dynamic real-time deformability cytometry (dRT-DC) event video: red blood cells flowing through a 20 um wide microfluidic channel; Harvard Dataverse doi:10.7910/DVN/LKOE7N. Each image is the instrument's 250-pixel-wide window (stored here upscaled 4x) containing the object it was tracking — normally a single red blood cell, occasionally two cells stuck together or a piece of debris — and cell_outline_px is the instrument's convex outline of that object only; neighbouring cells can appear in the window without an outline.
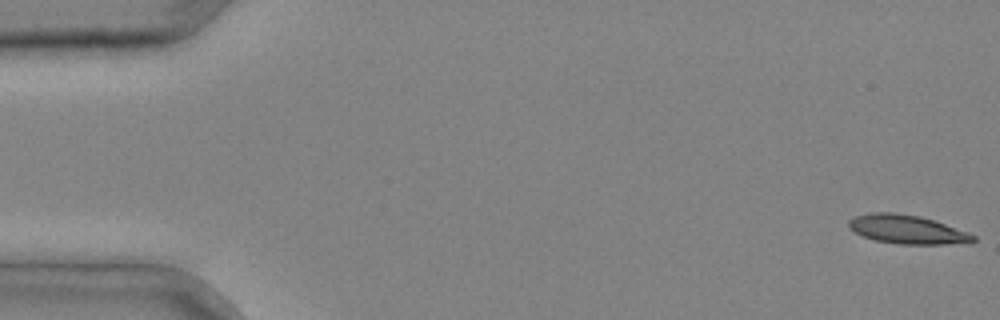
{"species": "common noctule bat (a hibernating species)", "species_latin": "Nyctalus noctula", "temperature_condition": "cold", "stored_images_in_passage": 37, "camera_frame_rate_fps": 3000, "um_per_image_px": 0.085, "animal": {"sex": "male", "body_mass_g": 20.4}, "frame": {"image": 1, "passage_image": 1, "time_ms": 0.0, "image_size_px": [1000, 320], "cell_outline_px": [[976, 240], [972, 244], [900, 244], [876, 240], [864, 236], [848, 228], [848, 220], [856, 216], [872, 212], [892, 212], [920, 216], [968, 232], [976, 236]], "centroid_in_image_um": [77.15, 19.51], "position_along_channel_um": 7.9, "area_um2": 20.87}}
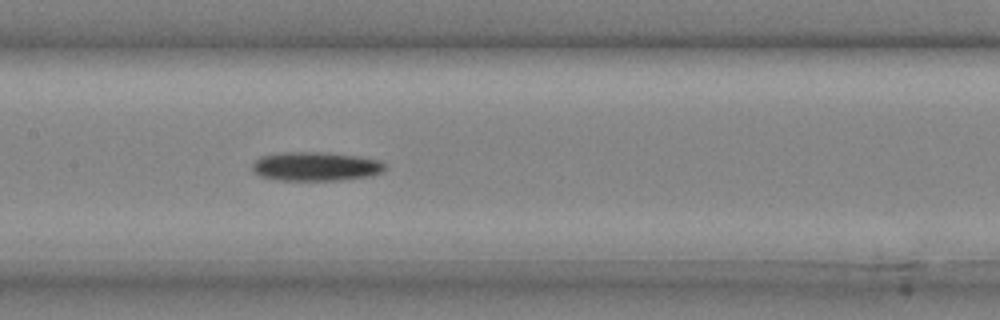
{"frame": {"image": 2, "passage_image": 19, "time_ms": 6.0, "image_size_px": [1000, 320], "cell_outline_px": [[388, 164], [384, 172], [372, 176], [336, 180], [276, 180], [260, 176], [252, 172], [252, 164], [260, 156], [280, 152], [328, 152], [356, 156], [380, 160]], "centroid_in_image_um": [26.85, 14.14], "position_along_channel_um": 180.5, "area_um2": 22.77}}
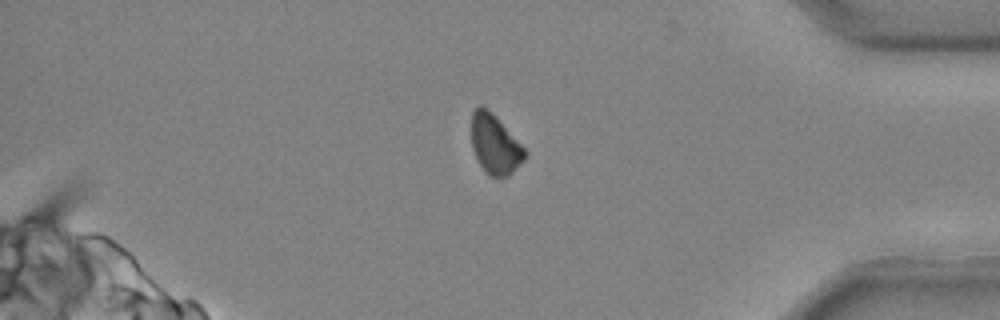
{"frame": {"image": 3, "passage_image": 33, "time_ms": 10.667, "image_size_px": [1000, 320], "cell_outline_px": [[528, 152], [524, 160], [508, 176], [488, 176], [484, 172], [472, 148], [472, 112], [480, 104], [492, 112], [496, 116]], "centroid_in_image_um": [42.07, 12.27], "position_along_channel_um": 393.1, "area_um2": 18.38}}